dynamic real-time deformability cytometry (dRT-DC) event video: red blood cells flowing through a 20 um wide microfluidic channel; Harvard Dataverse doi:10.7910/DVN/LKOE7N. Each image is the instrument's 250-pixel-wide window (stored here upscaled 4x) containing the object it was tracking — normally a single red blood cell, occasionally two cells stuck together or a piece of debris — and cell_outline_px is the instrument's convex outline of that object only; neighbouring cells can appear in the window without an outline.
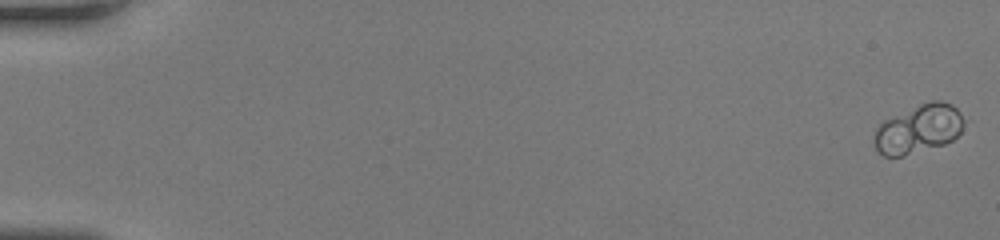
{"species": "human", "species_latin": "Homo sapiens", "temperature_condition": "room temperature", "stored_images_in_passage": 9, "camera_frame_rate_fps": 3000, "um_per_image_px": 0.085, "donor": {"sex": "female"}, "frame": {"image": 1, "passage_image": 1, "time_ms": 0.0, "image_size_px": [1000, 240], "cell_outline_px": [[972, 120], [952, 140], [944, 144], [900, 156], [884, 156], [876, 148], [876, 128], [884, 120], [920, 104], [932, 100], [940, 100], [952, 104]], "centroid_in_image_um": [78.21, 10.92], "position_along_channel_um": 6.8, "area_um2": 25.55}}